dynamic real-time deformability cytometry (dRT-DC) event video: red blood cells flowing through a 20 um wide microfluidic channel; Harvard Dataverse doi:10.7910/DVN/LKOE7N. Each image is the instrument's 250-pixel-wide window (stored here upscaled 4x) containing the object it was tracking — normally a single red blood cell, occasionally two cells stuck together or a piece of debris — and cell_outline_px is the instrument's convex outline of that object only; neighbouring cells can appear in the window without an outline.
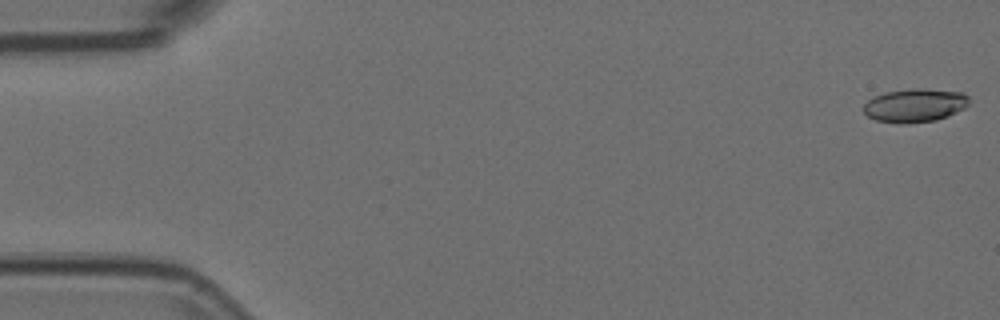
{"species": "Egyptian fruit bat (a non-hibernating species)", "species_latin": "Rousettus aegyptiacus", "temperature_condition": "room temperature", "stored_images_in_passage": 55, "camera_frame_rate_fps": 3000, "um_per_image_px": 0.085, "animal": {"sex": "female"}, "frame": {"image": 1, "passage_image": 1, "time_ms": 0.0, "image_size_px": [1000, 320], "cell_outline_px": [[968, 104], [964, 108], [936, 120], [908, 124], [896, 124], [876, 120], [868, 116], [864, 112], [864, 104], [872, 96], [884, 92], [912, 88], [924, 88], [964, 92], [968, 96]], "centroid_in_image_um": [77.73, 8.95], "position_along_channel_um": 7.3, "area_um2": 20.81}}
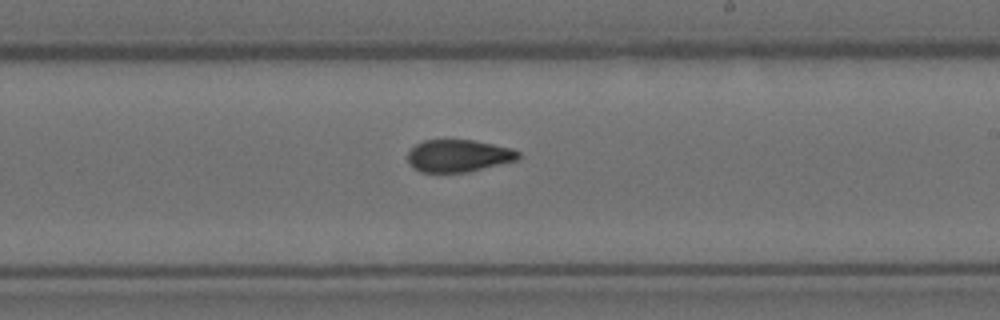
{"frame": {"image": 2, "passage_image": 32, "time_ms": 10.333, "image_size_px": [1000, 320], "cell_outline_px": [[520, 156], [516, 160], [468, 172], [420, 172], [412, 168], [408, 164], [408, 152], [416, 144], [424, 140], [472, 140], [512, 148], [520, 152]], "centroid_in_image_um": [38.94, 13.24], "position_along_channel_um": 250.1, "area_um2": 20.81}}
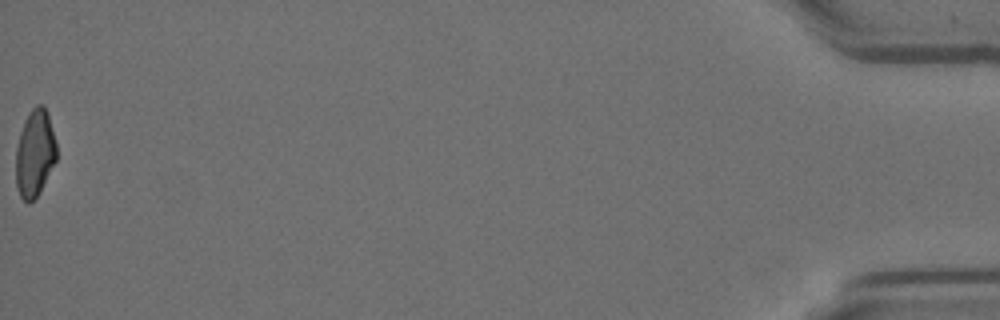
{"frame": {"image": 3, "passage_image": 55, "time_ms": 18.0, "image_size_px": [1000, 320], "cell_outline_px": [[56, 160], [36, 196], [28, 204], [20, 196], [16, 184], [16, 148], [20, 132], [24, 120], [28, 112], [36, 104], [44, 104], [48, 112], [56, 144]], "centroid_in_image_um": [2.95, 12.96], "position_along_channel_um": 432.3, "area_um2": 20.52}, "authors_computed_cell_mechanics": {"area_um2": 21.3282, "velocity_mm_per_s": 3.7234, "shape_relaxation_time_tau1_ms": null, "shape_relaxation_time_tau2_ms": 2.4438, "deformation_change_tau1": null, "deformation_change_tau2": 0.0861}}